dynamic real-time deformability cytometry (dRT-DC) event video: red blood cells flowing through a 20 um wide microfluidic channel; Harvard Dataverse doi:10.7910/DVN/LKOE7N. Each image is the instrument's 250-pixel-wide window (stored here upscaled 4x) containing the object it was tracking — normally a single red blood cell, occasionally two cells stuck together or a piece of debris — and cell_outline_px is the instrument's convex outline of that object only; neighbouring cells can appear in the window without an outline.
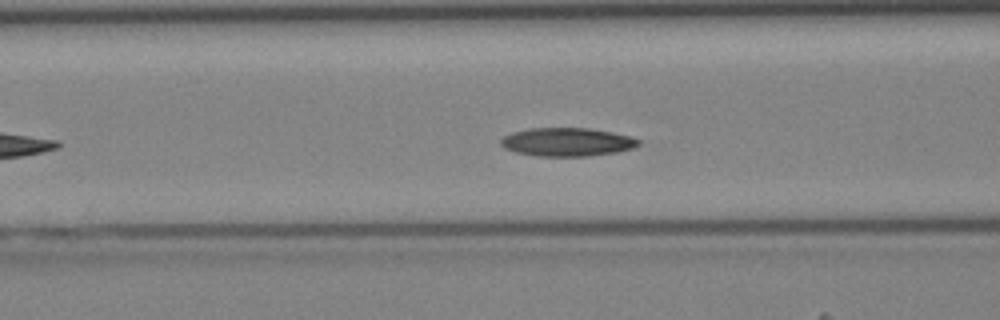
{"species": "Egyptian fruit bat (a non-hibernating species)", "species_latin": "Rousettus aegyptiacus", "temperature_condition": "cold", "stored_images_in_passage": 32, "camera_frame_rate_fps": 3000, "um_per_image_px": 0.085, "animal": {"sex": "female"}, "frame": {"image": 1, "passage_image": 10, "time_ms": 3.0, "image_size_px": [1000, 320], "cell_outline_px": [[640, 144], [632, 148], [616, 152], [588, 156], [536, 156], [516, 152], [504, 148], [500, 144], [500, 140], [504, 136], [512, 132], [528, 128], [588, 128], [612, 132], [628, 136], [640, 140]], "centroid_in_image_um": [48.17, 12.07], "position_along_channel_um": 118.4, "area_um2": 22.77}}
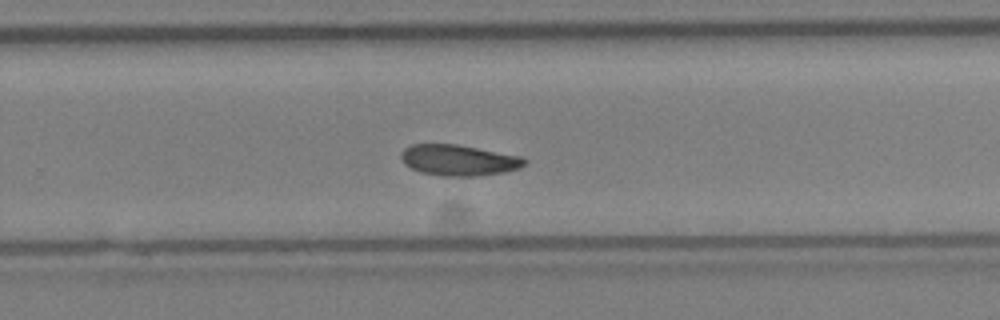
{"frame": {"image": 2, "passage_image": 21, "time_ms": 6.667, "image_size_px": [1000, 320], "cell_outline_px": [[528, 160], [520, 168], [504, 172], [476, 176], [440, 176], [420, 172], [404, 164], [400, 156], [404, 148], [412, 144], [456, 144], [520, 156]], "centroid_in_image_um": [38.97, 13.62], "position_along_channel_um": 290.8, "area_um2": 22.2}}
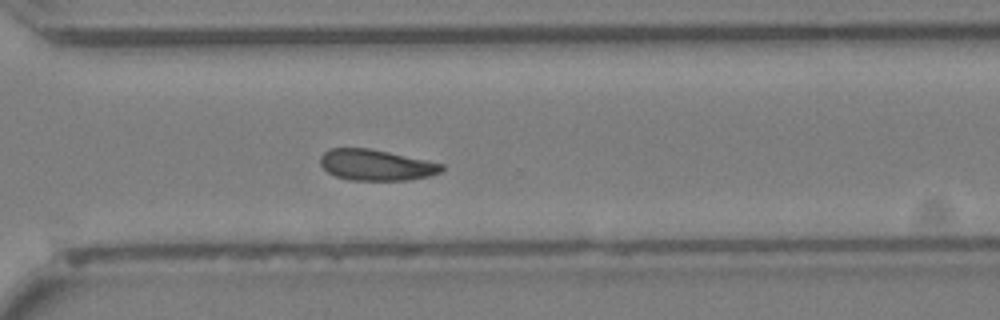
{"frame": {"image": 3, "passage_image": 24, "time_ms": 7.667, "image_size_px": [1000, 320], "cell_outline_px": [[444, 168], [440, 172], [428, 176], [404, 180], [348, 180], [336, 176], [328, 172], [320, 164], [320, 156], [328, 148], [368, 148], [388, 152], [444, 164]], "centroid_in_image_um": [31.93, 14.02], "position_along_channel_um": 338.7, "area_um2": 21.73}}